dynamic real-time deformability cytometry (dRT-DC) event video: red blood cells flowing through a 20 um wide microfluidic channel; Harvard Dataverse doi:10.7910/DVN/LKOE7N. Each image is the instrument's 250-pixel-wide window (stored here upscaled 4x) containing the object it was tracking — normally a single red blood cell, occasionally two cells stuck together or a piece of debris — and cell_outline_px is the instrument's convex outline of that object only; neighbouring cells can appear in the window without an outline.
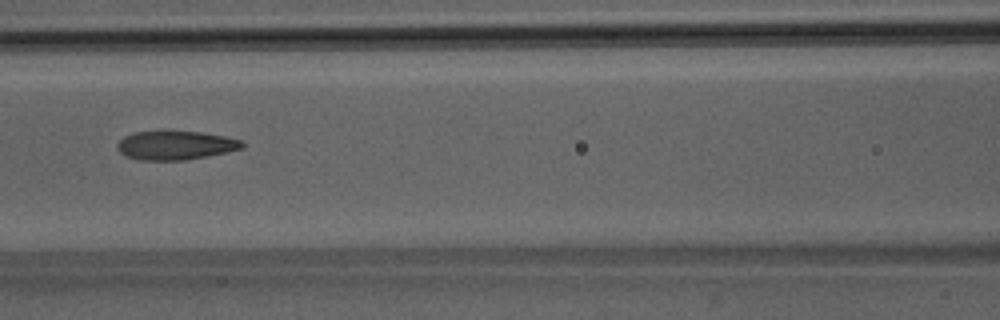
{"species": "Egyptian fruit bat (a non-hibernating species)", "species_latin": "Rousettus aegyptiacus", "temperature_condition": "room temperature", "stored_images_in_passage": 6, "camera_frame_rate_fps": 3000, "um_per_image_px": 0.085, "animal": {"sex": "male"}, "frame": {"image": 1, "passage_image": 6, "time_ms": 6.667, "image_size_px": [1000, 320], "cell_outline_px": [[244, 148], [208, 156], [184, 160], [136, 160], [124, 156], [116, 148], [116, 144], [124, 136], [136, 132], [200, 132], [224, 136], [244, 140]], "centroid_in_image_um": [14.92, 12.37], "position_along_channel_um": 151.7, "area_um2": 20.98}}